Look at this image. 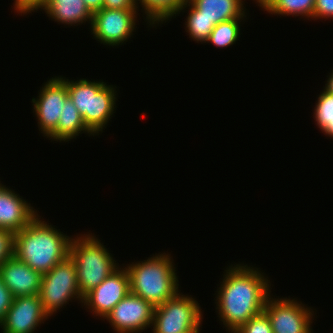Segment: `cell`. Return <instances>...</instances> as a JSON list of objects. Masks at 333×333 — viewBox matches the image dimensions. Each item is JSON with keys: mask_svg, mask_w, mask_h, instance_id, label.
<instances>
[{"mask_svg": "<svg viewBox=\"0 0 333 333\" xmlns=\"http://www.w3.org/2000/svg\"><path fill=\"white\" fill-rule=\"evenodd\" d=\"M244 18H235L215 25L206 43H212L219 48L233 45L240 37V22Z\"/></svg>", "mask_w": 333, "mask_h": 333, "instance_id": "7402d4cb", "label": "cell"}, {"mask_svg": "<svg viewBox=\"0 0 333 333\" xmlns=\"http://www.w3.org/2000/svg\"><path fill=\"white\" fill-rule=\"evenodd\" d=\"M255 1L256 4H258V6L260 5V3L262 2V0H253Z\"/></svg>", "mask_w": 333, "mask_h": 333, "instance_id": "d6a6232c", "label": "cell"}, {"mask_svg": "<svg viewBox=\"0 0 333 333\" xmlns=\"http://www.w3.org/2000/svg\"><path fill=\"white\" fill-rule=\"evenodd\" d=\"M82 133L95 136L84 124L79 111L72 103L70 98L65 101L57 128L47 137L49 140L59 141L60 143L71 141Z\"/></svg>", "mask_w": 333, "mask_h": 333, "instance_id": "ac0fdd59", "label": "cell"}, {"mask_svg": "<svg viewBox=\"0 0 333 333\" xmlns=\"http://www.w3.org/2000/svg\"><path fill=\"white\" fill-rule=\"evenodd\" d=\"M314 108L313 117L317 127L322 131L330 121H333V94L322 90Z\"/></svg>", "mask_w": 333, "mask_h": 333, "instance_id": "603a6c76", "label": "cell"}, {"mask_svg": "<svg viewBox=\"0 0 333 333\" xmlns=\"http://www.w3.org/2000/svg\"><path fill=\"white\" fill-rule=\"evenodd\" d=\"M83 1L92 14L102 9L103 0H83Z\"/></svg>", "mask_w": 333, "mask_h": 333, "instance_id": "f546056e", "label": "cell"}, {"mask_svg": "<svg viewBox=\"0 0 333 333\" xmlns=\"http://www.w3.org/2000/svg\"><path fill=\"white\" fill-rule=\"evenodd\" d=\"M138 9H106L93 13L91 35L101 44L119 46L133 36Z\"/></svg>", "mask_w": 333, "mask_h": 333, "instance_id": "9c48e42d", "label": "cell"}, {"mask_svg": "<svg viewBox=\"0 0 333 333\" xmlns=\"http://www.w3.org/2000/svg\"><path fill=\"white\" fill-rule=\"evenodd\" d=\"M201 16L215 24L235 18H246L243 0H188ZM245 9V10H244Z\"/></svg>", "mask_w": 333, "mask_h": 333, "instance_id": "e0dca14e", "label": "cell"}, {"mask_svg": "<svg viewBox=\"0 0 333 333\" xmlns=\"http://www.w3.org/2000/svg\"><path fill=\"white\" fill-rule=\"evenodd\" d=\"M48 318L39 294L19 296L13 299L0 328L3 333H34Z\"/></svg>", "mask_w": 333, "mask_h": 333, "instance_id": "4fadbf2b", "label": "cell"}, {"mask_svg": "<svg viewBox=\"0 0 333 333\" xmlns=\"http://www.w3.org/2000/svg\"><path fill=\"white\" fill-rule=\"evenodd\" d=\"M0 277L14 298L39 294L42 275L15 256L0 266Z\"/></svg>", "mask_w": 333, "mask_h": 333, "instance_id": "9a60e30c", "label": "cell"}, {"mask_svg": "<svg viewBox=\"0 0 333 333\" xmlns=\"http://www.w3.org/2000/svg\"><path fill=\"white\" fill-rule=\"evenodd\" d=\"M13 295L11 291L6 287L0 277V323L4 320L6 313L13 302Z\"/></svg>", "mask_w": 333, "mask_h": 333, "instance_id": "83f0119b", "label": "cell"}, {"mask_svg": "<svg viewBox=\"0 0 333 333\" xmlns=\"http://www.w3.org/2000/svg\"><path fill=\"white\" fill-rule=\"evenodd\" d=\"M39 217L15 233L14 256L44 275L69 256L72 238Z\"/></svg>", "mask_w": 333, "mask_h": 333, "instance_id": "7a4b0ae2", "label": "cell"}, {"mask_svg": "<svg viewBox=\"0 0 333 333\" xmlns=\"http://www.w3.org/2000/svg\"><path fill=\"white\" fill-rule=\"evenodd\" d=\"M330 75V76H329ZM328 75L327 83L325 84L324 90L333 94V70L332 73Z\"/></svg>", "mask_w": 333, "mask_h": 333, "instance_id": "4dcf8cb0", "label": "cell"}, {"mask_svg": "<svg viewBox=\"0 0 333 333\" xmlns=\"http://www.w3.org/2000/svg\"><path fill=\"white\" fill-rule=\"evenodd\" d=\"M273 333H313L314 311L295 298H267L264 311Z\"/></svg>", "mask_w": 333, "mask_h": 333, "instance_id": "ba28073f", "label": "cell"}, {"mask_svg": "<svg viewBox=\"0 0 333 333\" xmlns=\"http://www.w3.org/2000/svg\"><path fill=\"white\" fill-rule=\"evenodd\" d=\"M38 98H32L33 112L37 117L38 128L44 137H48L58 126V121L69 98L67 86L59 77L47 80L40 88Z\"/></svg>", "mask_w": 333, "mask_h": 333, "instance_id": "8fae6325", "label": "cell"}, {"mask_svg": "<svg viewBox=\"0 0 333 333\" xmlns=\"http://www.w3.org/2000/svg\"><path fill=\"white\" fill-rule=\"evenodd\" d=\"M37 215L30 203L0 181V229L19 232Z\"/></svg>", "mask_w": 333, "mask_h": 333, "instance_id": "5bb4252c", "label": "cell"}, {"mask_svg": "<svg viewBox=\"0 0 333 333\" xmlns=\"http://www.w3.org/2000/svg\"><path fill=\"white\" fill-rule=\"evenodd\" d=\"M124 267H119L83 297L82 305L90 309L94 317L104 319L130 292L129 275Z\"/></svg>", "mask_w": 333, "mask_h": 333, "instance_id": "7c38bea8", "label": "cell"}, {"mask_svg": "<svg viewBox=\"0 0 333 333\" xmlns=\"http://www.w3.org/2000/svg\"><path fill=\"white\" fill-rule=\"evenodd\" d=\"M71 239L69 256L76 265L78 287L84 297L120 266L94 234Z\"/></svg>", "mask_w": 333, "mask_h": 333, "instance_id": "5b68a950", "label": "cell"}, {"mask_svg": "<svg viewBox=\"0 0 333 333\" xmlns=\"http://www.w3.org/2000/svg\"><path fill=\"white\" fill-rule=\"evenodd\" d=\"M44 10L51 20L58 24L78 26L92 23L93 14L86 7L83 0H47L39 10ZM81 23V24H80Z\"/></svg>", "mask_w": 333, "mask_h": 333, "instance_id": "2e32d148", "label": "cell"}, {"mask_svg": "<svg viewBox=\"0 0 333 333\" xmlns=\"http://www.w3.org/2000/svg\"><path fill=\"white\" fill-rule=\"evenodd\" d=\"M66 84L68 96L79 111L86 127L99 135L106 128L116 108V86L87 79L69 80L59 76Z\"/></svg>", "mask_w": 333, "mask_h": 333, "instance_id": "277c9868", "label": "cell"}, {"mask_svg": "<svg viewBox=\"0 0 333 333\" xmlns=\"http://www.w3.org/2000/svg\"><path fill=\"white\" fill-rule=\"evenodd\" d=\"M139 1V2H138ZM188 0H136V5L139 11V3L142 7V11L146 15L148 27L159 25V23H166L171 20L172 17H176L179 9Z\"/></svg>", "mask_w": 333, "mask_h": 333, "instance_id": "d6986e66", "label": "cell"}, {"mask_svg": "<svg viewBox=\"0 0 333 333\" xmlns=\"http://www.w3.org/2000/svg\"><path fill=\"white\" fill-rule=\"evenodd\" d=\"M102 8L106 9H138L136 0H103Z\"/></svg>", "mask_w": 333, "mask_h": 333, "instance_id": "f1b7e54d", "label": "cell"}, {"mask_svg": "<svg viewBox=\"0 0 333 333\" xmlns=\"http://www.w3.org/2000/svg\"><path fill=\"white\" fill-rule=\"evenodd\" d=\"M333 18V0H315L313 20Z\"/></svg>", "mask_w": 333, "mask_h": 333, "instance_id": "484cf974", "label": "cell"}, {"mask_svg": "<svg viewBox=\"0 0 333 333\" xmlns=\"http://www.w3.org/2000/svg\"><path fill=\"white\" fill-rule=\"evenodd\" d=\"M202 309L194 297L180 291L154 308L152 333H194L202 326Z\"/></svg>", "mask_w": 333, "mask_h": 333, "instance_id": "8992f818", "label": "cell"}, {"mask_svg": "<svg viewBox=\"0 0 333 333\" xmlns=\"http://www.w3.org/2000/svg\"><path fill=\"white\" fill-rule=\"evenodd\" d=\"M234 333H273L268 316L262 312L249 319Z\"/></svg>", "mask_w": 333, "mask_h": 333, "instance_id": "cb8c5ba5", "label": "cell"}, {"mask_svg": "<svg viewBox=\"0 0 333 333\" xmlns=\"http://www.w3.org/2000/svg\"><path fill=\"white\" fill-rule=\"evenodd\" d=\"M322 132L333 139V121H330L328 125L322 130Z\"/></svg>", "mask_w": 333, "mask_h": 333, "instance_id": "1f68e13d", "label": "cell"}, {"mask_svg": "<svg viewBox=\"0 0 333 333\" xmlns=\"http://www.w3.org/2000/svg\"><path fill=\"white\" fill-rule=\"evenodd\" d=\"M173 261L170 254L159 252L146 260L126 265L130 292L154 307L173 298L180 291Z\"/></svg>", "mask_w": 333, "mask_h": 333, "instance_id": "3957f363", "label": "cell"}, {"mask_svg": "<svg viewBox=\"0 0 333 333\" xmlns=\"http://www.w3.org/2000/svg\"><path fill=\"white\" fill-rule=\"evenodd\" d=\"M315 0H262L259 7L272 15L300 16L313 20Z\"/></svg>", "mask_w": 333, "mask_h": 333, "instance_id": "ffe728a7", "label": "cell"}, {"mask_svg": "<svg viewBox=\"0 0 333 333\" xmlns=\"http://www.w3.org/2000/svg\"><path fill=\"white\" fill-rule=\"evenodd\" d=\"M228 267L216 291L215 309L226 331L234 333L264 311L271 283L259 268L244 263Z\"/></svg>", "mask_w": 333, "mask_h": 333, "instance_id": "6da1fadb", "label": "cell"}, {"mask_svg": "<svg viewBox=\"0 0 333 333\" xmlns=\"http://www.w3.org/2000/svg\"><path fill=\"white\" fill-rule=\"evenodd\" d=\"M39 297L49 317L74 299L82 304L76 265L70 256L42 275Z\"/></svg>", "mask_w": 333, "mask_h": 333, "instance_id": "52a82bcc", "label": "cell"}, {"mask_svg": "<svg viewBox=\"0 0 333 333\" xmlns=\"http://www.w3.org/2000/svg\"><path fill=\"white\" fill-rule=\"evenodd\" d=\"M13 8L14 10L21 16L23 14H30L33 11H38L39 8L47 1V0H14Z\"/></svg>", "mask_w": 333, "mask_h": 333, "instance_id": "4316f807", "label": "cell"}, {"mask_svg": "<svg viewBox=\"0 0 333 333\" xmlns=\"http://www.w3.org/2000/svg\"><path fill=\"white\" fill-rule=\"evenodd\" d=\"M15 233L0 229V266L8 259L14 257Z\"/></svg>", "mask_w": 333, "mask_h": 333, "instance_id": "d4e9b609", "label": "cell"}, {"mask_svg": "<svg viewBox=\"0 0 333 333\" xmlns=\"http://www.w3.org/2000/svg\"><path fill=\"white\" fill-rule=\"evenodd\" d=\"M154 308L148 301L129 292L104 319L117 333H140L152 326Z\"/></svg>", "mask_w": 333, "mask_h": 333, "instance_id": "30bf717a", "label": "cell"}, {"mask_svg": "<svg viewBox=\"0 0 333 333\" xmlns=\"http://www.w3.org/2000/svg\"><path fill=\"white\" fill-rule=\"evenodd\" d=\"M188 8L189 10H186ZM184 10L188 11V16L186 17L185 25L186 32L189 35V38L193 41L206 43L209 39L210 33L215 27L214 21H210L205 17L201 16V13L196 10L188 1L179 9L178 15Z\"/></svg>", "mask_w": 333, "mask_h": 333, "instance_id": "44dd1931", "label": "cell"}]
</instances>
